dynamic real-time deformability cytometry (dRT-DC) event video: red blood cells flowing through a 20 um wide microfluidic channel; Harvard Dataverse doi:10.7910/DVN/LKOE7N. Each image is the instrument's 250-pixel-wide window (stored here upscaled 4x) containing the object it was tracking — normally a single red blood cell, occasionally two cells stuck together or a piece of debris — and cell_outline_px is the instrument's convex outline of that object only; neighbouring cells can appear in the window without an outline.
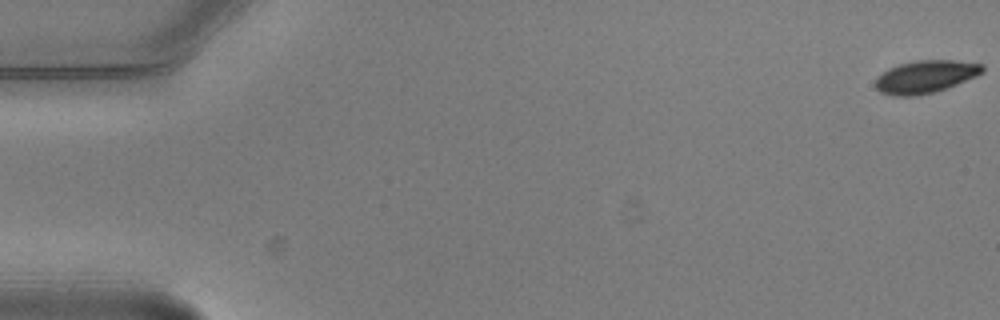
{"species": "common noctule bat (a hibernating species)", "species_latin": "Nyctalus noctula", "temperature_condition": "warm", "stored_images_in_passage": 5, "segment_of_instrument_passage": [2, 2], "camera_frame_rate_fps": 3000, "um_per_image_px": 0.085, "animal": {"sex": "male", "body_mass_g": 20.5, "forearm_length_mm": 52.5}, "frame": {"image": 1, "passage_image": 5, "time_ms": 1.333, "image_size_px": [1000, 320], "cell_outline_px": [[984, 72], [976, 76], [956, 84], [932, 92], [916, 96], [892, 96], [880, 92], [876, 88], [876, 76], [888, 68], [900, 64], [916, 60], [952, 60], [984, 64]], "centroid_in_image_um": [78.64, 6.51], "position_along_channel_um": 6.4, "area_um2": 20.29}}